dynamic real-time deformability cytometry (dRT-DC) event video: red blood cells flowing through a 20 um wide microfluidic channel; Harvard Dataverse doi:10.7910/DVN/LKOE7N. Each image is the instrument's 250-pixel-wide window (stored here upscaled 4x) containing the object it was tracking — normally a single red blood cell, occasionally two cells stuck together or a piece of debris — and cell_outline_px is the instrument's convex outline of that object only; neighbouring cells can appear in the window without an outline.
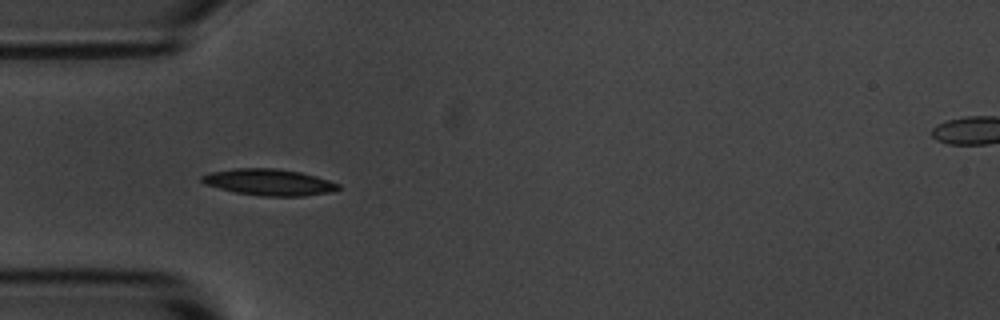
{"species": "common noctule bat (a hibernating species)", "species_latin": "Nyctalus noctula", "temperature_condition": "room temperature", "stored_images_in_passage": 10, "camera_frame_rate_fps": 3000, "um_per_image_px": 0.085, "animal": {"sex": "male", "body_mass_g": 20.1, "forearm_length_mm": 53.5}, "frame": {"image": 1, "passage_image": 4, "time_ms": 3.333, "image_size_px": [1000, 320], "cell_outline_px": [[340, 188], [328, 192], [304, 196], [260, 196], [236, 192], [204, 184], [200, 180], [200, 176], [212, 172], [232, 168], [276, 168], [300, 172], [316, 176], [340, 184]], "centroid_in_image_um": [22.84, 15.48], "position_along_channel_um": 62.2, "area_um2": 20.92}}
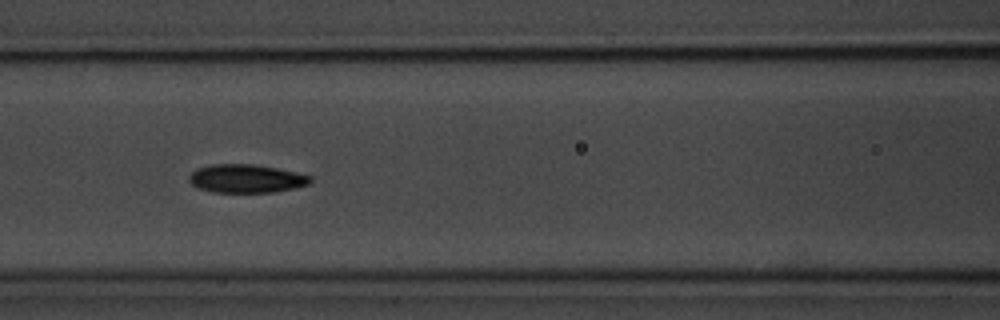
{"frame": {"image": 2, "passage_image": 6, "time_ms": 5.667, "image_size_px": [1000, 320], "cell_outline_px": [[312, 180], [308, 184], [296, 188], [276, 192], [212, 192], [200, 188], [192, 184], [188, 180], [188, 176], [196, 168], [212, 164], [256, 164], [296, 172], [312, 176]], "centroid_in_image_um": [20.94, 15.17], "position_along_channel_um": 145.7, "area_um2": 20.17}}
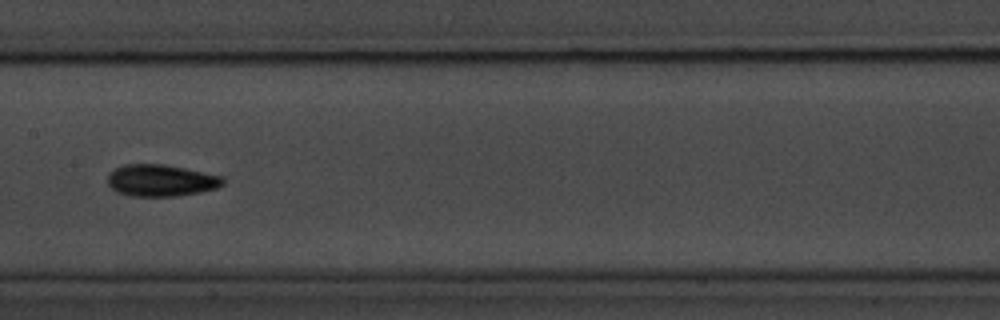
{"frame": {"image": 3, "passage_image": 7, "time_ms": 7.0, "image_size_px": [1000, 320], "cell_outline_px": [[224, 184], [216, 188], [200, 192], [176, 196], [128, 196], [116, 192], [108, 184], [108, 172], [124, 164], [164, 164], [224, 176]], "centroid_in_image_um": [13.67, 15.34], "position_along_channel_um": 193.7, "area_um2": 21.5}}